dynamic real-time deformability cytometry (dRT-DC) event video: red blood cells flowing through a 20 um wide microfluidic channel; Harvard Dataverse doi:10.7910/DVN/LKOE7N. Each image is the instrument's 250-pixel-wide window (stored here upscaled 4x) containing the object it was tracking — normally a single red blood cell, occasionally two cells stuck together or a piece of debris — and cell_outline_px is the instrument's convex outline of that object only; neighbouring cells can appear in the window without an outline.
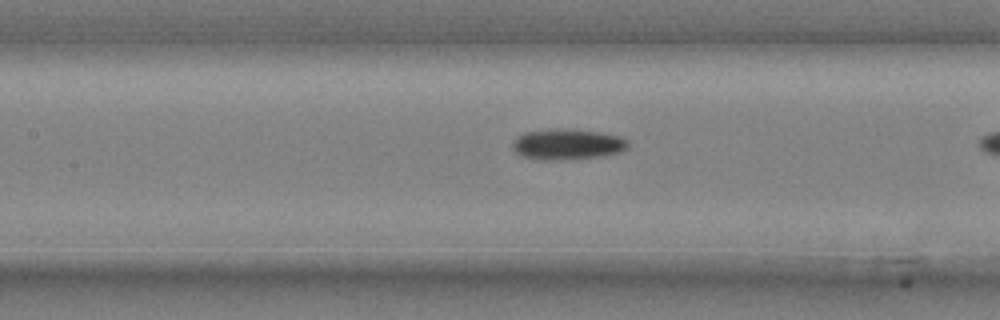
{"species": "common noctule bat (a hibernating species)", "species_latin": "Nyctalus noctula", "temperature_condition": "cold", "stored_images_in_passage": 39, "camera_frame_rate_fps": 3000, "um_per_image_px": 0.085, "animal": {"sex": "male", "body_mass_g": 20.4}, "frame": {"image": 1, "passage_image": 21, "time_ms": 6.667, "image_size_px": [1000, 320], "cell_outline_px": [[628, 148], [620, 152], [604, 156], [556, 160], [540, 160], [524, 156], [516, 152], [512, 148], [512, 144], [516, 136], [524, 132], [552, 128], [572, 128], [600, 132], [620, 136], [628, 140]], "centroid_in_image_um": [48.23, 12.24], "position_along_channel_um": 159.2, "area_um2": 21.04}}
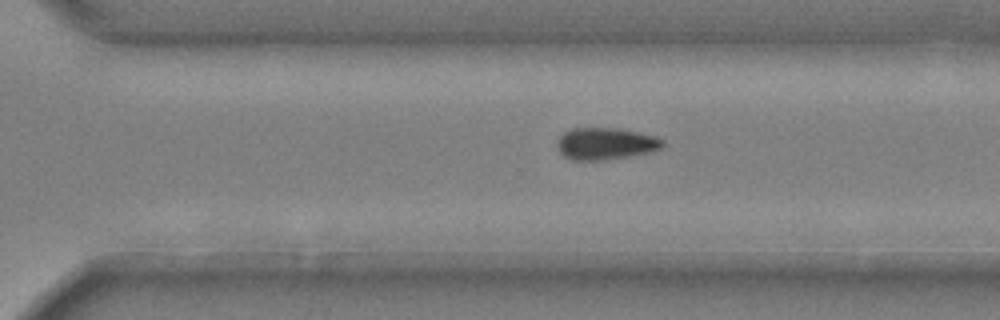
{"frame": {"image": 2, "passage_image": 34, "time_ms": 11.0, "image_size_px": [1000, 320], "cell_outline_px": [[664, 144], [660, 148], [652, 152], [604, 160], [572, 160], [564, 156], [560, 152], [556, 144], [560, 136], [564, 132], [572, 128], [620, 128], [656, 136], [664, 140]], "centroid_in_image_um": [51.48, 12.2], "position_along_channel_um": 319.1, "area_um2": 19.71}}
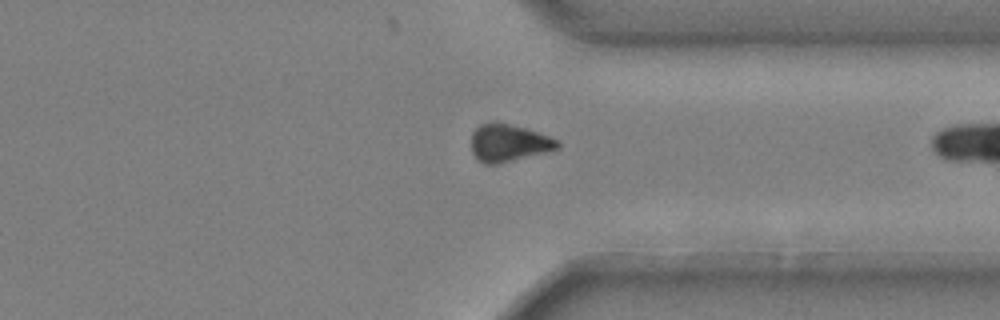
{"frame": {"image": 3, "passage_image": 38, "time_ms": 12.333, "image_size_px": [1000, 320], "cell_outline_px": [[560, 148], [496, 164], [484, 164], [476, 160], [472, 152], [472, 132], [480, 124], [492, 120], [524, 128], [560, 140]], "centroid_in_image_um": [43.19, 12.14], "position_along_channel_um": 368.2, "area_um2": 18.73}}